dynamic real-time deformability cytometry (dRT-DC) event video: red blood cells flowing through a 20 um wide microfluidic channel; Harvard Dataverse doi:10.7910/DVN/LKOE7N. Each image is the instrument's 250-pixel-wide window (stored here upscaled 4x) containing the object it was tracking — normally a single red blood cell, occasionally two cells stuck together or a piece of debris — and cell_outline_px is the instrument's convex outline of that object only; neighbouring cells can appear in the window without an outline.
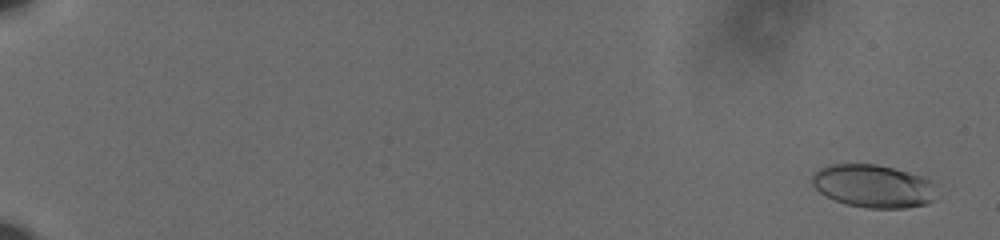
{"species": "human", "species_latin": "Homo sapiens", "temperature_condition": "cold", "stored_images_in_passage": 61, "camera_frame_rate_fps": 3000, "um_per_image_px": 0.085, "donor": {"sex": "male"}, "frame": {"image": 1, "passage_image": 3, "time_ms": 0.667, "image_size_px": [1000, 240], "cell_outline_px": [[932, 200], [924, 204], [904, 208], [868, 208], [848, 204], [824, 196], [812, 184], [812, 176], [820, 168], [828, 164], [876, 164], [892, 168], [920, 176], [928, 180]], "centroid_in_image_um": [74.1, 15.81], "position_along_channel_um": 10.9, "area_um2": 30.29}}
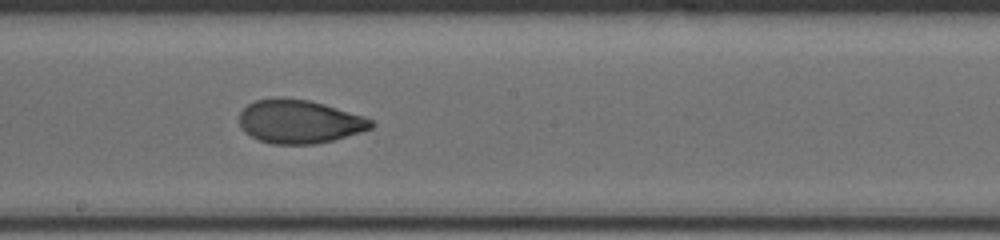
{"frame": {"image": 2, "passage_image": 38, "time_ms": 12.333, "image_size_px": [1000, 240], "cell_outline_px": [[376, 124], [372, 128], [360, 132], [332, 140], [316, 144], [272, 144], [260, 140], [244, 132], [240, 124], [240, 112], [248, 104], [256, 100], [276, 96], [284, 96], [308, 100], [324, 104], [364, 116], [372, 120]], "centroid_in_image_um": [25.44, 10.31], "position_along_channel_um": 222.8, "area_um2": 33.58}}
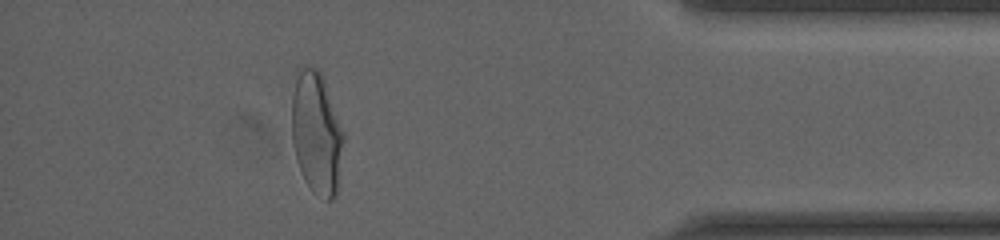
{"frame": {"image": 3, "passage_image": 56, "time_ms": 18.333, "image_size_px": [1000, 240], "cell_outline_px": [[344, 136], [336, 196], [332, 200], [324, 200], [312, 192], [304, 180], [296, 156], [292, 140], [292, 96], [296, 68], [304, 64], [316, 68], [320, 72], [324, 80], [344, 132]], "centroid_in_image_um": [26.89, 11.28], "position_along_channel_um": 408.3, "area_um2": 37.17}, "authors_computed_cell_mechanics": {"area_um2": 33.4662, "velocity_mm_per_s": 3.6231, "shape_relaxation_time_tau1_ms": 4.8116, "shape_relaxation_time_tau2_ms": 1.2593, "deformation_change_tau1": 0.1721, "deformation_change_tau2": 0.0606}}